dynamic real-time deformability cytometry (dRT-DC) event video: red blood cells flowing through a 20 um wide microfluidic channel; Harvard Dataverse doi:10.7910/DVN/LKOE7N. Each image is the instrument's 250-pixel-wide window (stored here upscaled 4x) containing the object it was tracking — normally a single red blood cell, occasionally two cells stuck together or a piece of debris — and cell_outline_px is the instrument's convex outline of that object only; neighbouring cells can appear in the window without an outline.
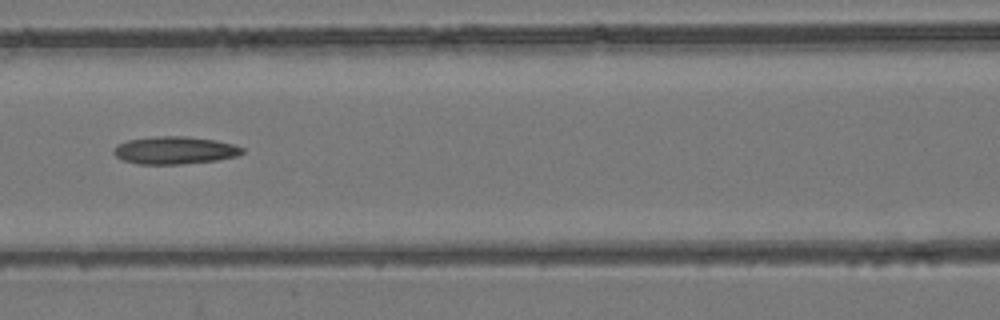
{"species": "common noctule bat (a hibernating species)", "species_latin": "Nyctalus noctula", "temperature_condition": "room temperature", "stored_images_in_passage": 6, "camera_frame_rate_fps": 3000, "um_per_image_px": 0.085, "animal": {"sex": "female", "body_mass_g": 24.6, "forearm_length_mm": 56.2}, "frame": {"image": 1, "passage_image": 6, "time_ms": 1.667, "image_size_px": [1000, 320], "cell_outline_px": [[244, 152], [236, 156], [216, 160], [180, 164], [136, 164], [124, 160], [116, 156], [112, 152], [116, 144], [128, 140], [156, 136], [184, 136], [216, 140], [232, 144], [244, 148]], "centroid_in_image_um": [14.83, 12.77], "position_along_channel_um": 151.8, "area_um2": 20.63}}